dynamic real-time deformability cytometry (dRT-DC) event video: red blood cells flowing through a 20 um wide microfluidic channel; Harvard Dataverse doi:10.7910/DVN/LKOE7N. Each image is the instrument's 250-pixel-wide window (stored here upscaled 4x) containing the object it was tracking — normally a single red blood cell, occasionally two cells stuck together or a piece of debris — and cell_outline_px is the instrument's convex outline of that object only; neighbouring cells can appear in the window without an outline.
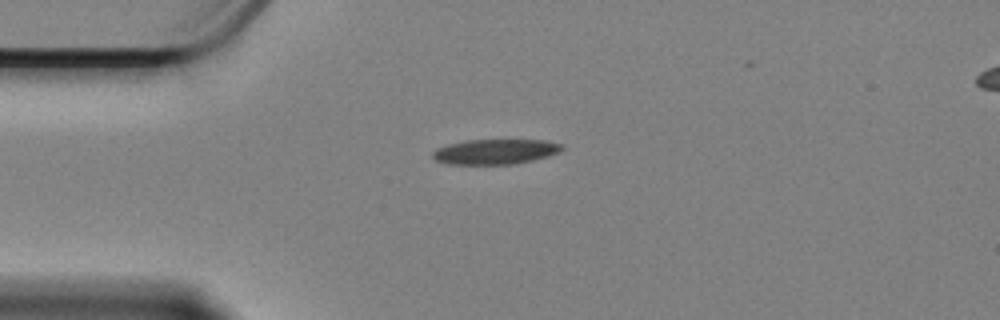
{"species": "Egyptian fruit bat (a non-hibernating species)", "species_latin": "Rousettus aegyptiacus", "temperature_condition": "cold", "stored_images_in_passage": 4, "camera_frame_rate_fps": 3000, "um_per_image_px": 0.085, "animal": {"sex": "female"}, "frame": {"image": 1, "passage_image": 1, "time_ms": 0.0, "image_size_px": [1000, 320], "cell_outline_px": [[564, 148], [560, 152], [548, 156], [532, 160], [512, 164], [448, 164], [436, 160], [432, 156], [432, 152], [436, 148], [448, 144], [468, 140], [544, 140], [564, 144]], "centroid_in_image_um": [42.11, 12.88], "position_along_channel_um": 42.9, "area_um2": 18.9}}